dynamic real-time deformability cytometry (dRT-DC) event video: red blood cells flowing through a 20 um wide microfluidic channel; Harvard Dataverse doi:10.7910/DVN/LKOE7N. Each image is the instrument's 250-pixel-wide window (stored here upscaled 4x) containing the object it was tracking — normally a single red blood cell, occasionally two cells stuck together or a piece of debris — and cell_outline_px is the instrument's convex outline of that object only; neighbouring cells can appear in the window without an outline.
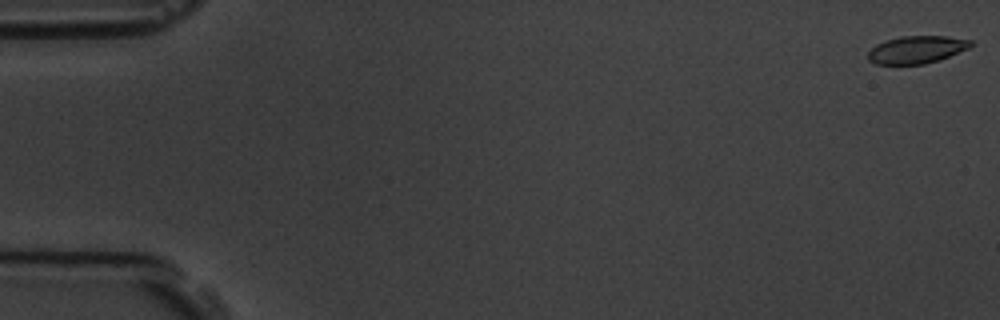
{"species": "common noctule bat (a hibernating species)", "species_latin": "Nyctalus noctula", "temperature_condition": "room temperature", "stored_images_in_passage": 7, "camera_frame_rate_fps": 3000, "um_per_image_px": 0.085, "animal": {"sex": "male", "body_mass_g": 19.5, "forearm_length_mm": 54.6}, "frame": {"image": 1, "passage_image": 1, "time_ms": 0.0, "image_size_px": [1000, 320], "cell_outline_px": [[972, 44], [968, 48], [940, 60], [924, 64], [876, 64], [868, 60], [868, 52], [876, 44], [900, 36], [948, 36], [972, 40]], "centroid_in_image_um": [77.92, 4.22], "position_along_channel_um": 7.1, "area_um2": 16.42}}
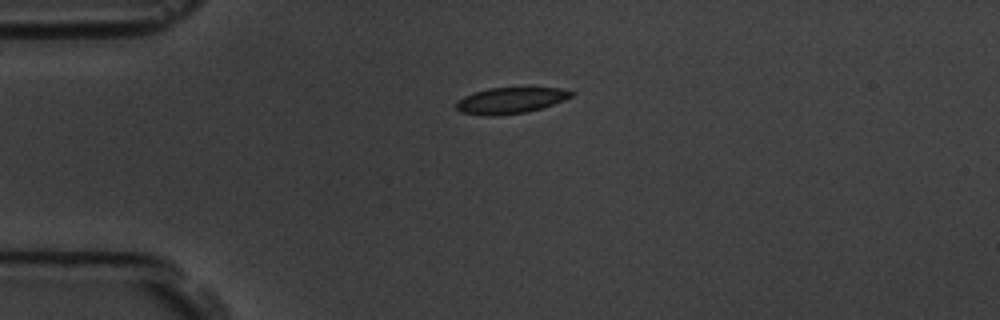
{"frame": {"image": 2, "passage_image": 5, "time_ms": 4.333, "image_size_px": [1000, 320], "cell_outline_px": [[576, 92], [572, 96], [564, 100], [528, 112], [496, 116], [484, 116], [460, 112], [456, 108], [456, 100], [464, 96], [488, 88], [560, 88]], "centroid_in_image_um": [43.36, 8.55], "position_along_channel_um": 41.6, "area_um2": 17.51}}
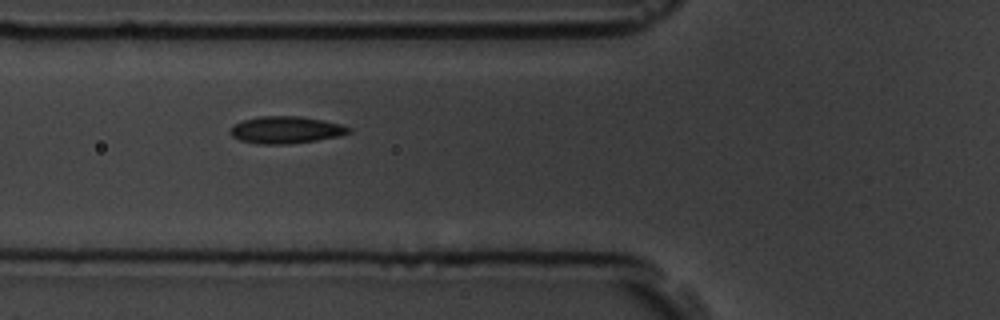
{"frame": {"image": 3, "passage_image": 7, "time_ms": 6.667, "image_size_px": [1000, 320], "cell_outline_px": [[352, 132], [340, 136], [316, 140], [288, 144], [260, 144], [240, 140], [232, 136], [228, 132], [232, 124], [244, 120], [260, 116], [300, 116], [324, 120], [344, 124], [352, 128]], "centroid_in_image_um": [24.33, 11.03], "position_along_channel_um": 101.5, "area_um2": 18.96}}